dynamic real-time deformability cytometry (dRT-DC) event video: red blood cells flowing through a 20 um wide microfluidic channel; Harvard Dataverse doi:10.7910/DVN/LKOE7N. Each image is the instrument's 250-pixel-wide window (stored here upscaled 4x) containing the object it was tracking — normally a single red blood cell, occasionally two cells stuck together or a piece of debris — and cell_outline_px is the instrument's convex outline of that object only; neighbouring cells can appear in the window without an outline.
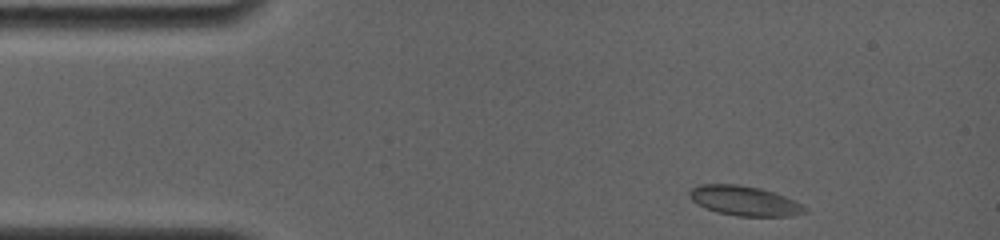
{"species": "common noctule bat (a hibernating species)", "species_latin": "Nyctalus noctula", "temperature_condition": "room temperature", "stored_images_in_passage": 4, "camera_frame_rate_fps": 4000, "um_per_image_px": 0.085, "animal": {"sex": "female", "body_mass_g": 19.0, "forearm_length_mm": 56.7}, "frame": {"image": 1, "passage_image": 1, "time_ms": 0.0, "image_size_px": [1000, 240], "cell_outline_px": [[808, 212], [792, 216], [736, 216], [716, 212], [696, 204], [688, 196], [688, 192], [692, 188], [700, 184], [736, 184], [760, 188], [784, 196], [808, 208]], "centroid_in_image_um": [63.25, 17.08], "position_along_channel_um": 21.8, "area_um2": 20.0}}
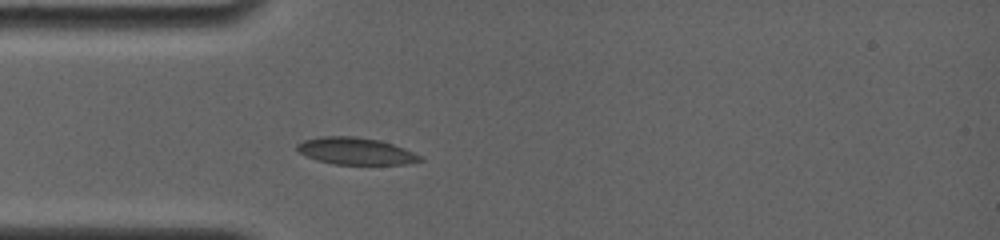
{"frame": {"image": 2, "passage_image": 4, "time_ms": 2.5, "image_size_px": [1000, 240], "cell_outline_px": [[424, 160], [404, 164], [332, 164], [316, 160], [300, 152], [296, 148], [296, 144], [304, 140], [320, 136], [352, 136], [380, 140], [404, 148], [420, 156]], "centroid_in_image_um": [30.21, 12.84], "position_along_channel_um": 54.8, "area_um2": 19.19}}